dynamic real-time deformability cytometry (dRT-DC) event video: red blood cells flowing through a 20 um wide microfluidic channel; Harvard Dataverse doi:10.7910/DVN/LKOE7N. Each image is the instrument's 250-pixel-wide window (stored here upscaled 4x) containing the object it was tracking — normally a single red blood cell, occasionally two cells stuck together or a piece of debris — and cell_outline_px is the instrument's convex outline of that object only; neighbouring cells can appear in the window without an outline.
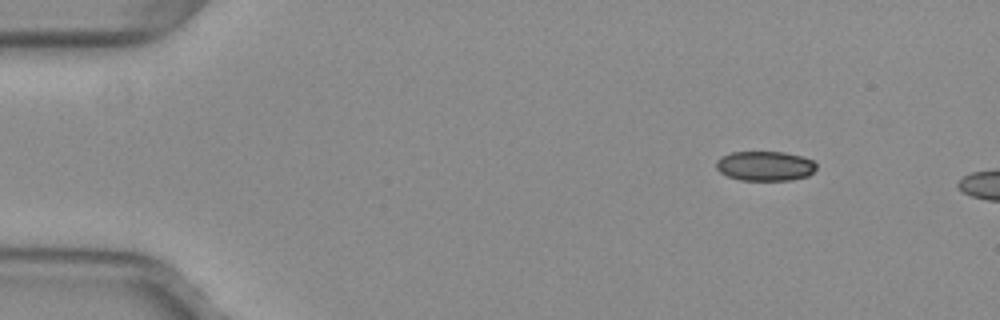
{"species": "common noctule bat (a hibernating species)", "species_latin": "Nyctalus noctula", "temperature_condition": "warm", "stored_images_in_passage": 11, "camera_frame_rate_fps": 3000, "um_per_image_px": 0.085, "animal": {"sex": "female", "body_mass_g": 29.2, "forearm_length_mm": 56.3}, "frame": {"image": 1, "passage_image": 7, "time_ms": 2.0, "image_size_px": [1000, 320], "cell_outline_px": [[816, 168], [808, 176], [792, 180], [740, 180], [728, 176], [720, 172], [716, 168], [716, 160], [720, 156], [732, 152], [784, 152], [800, 156], [812, 160], [816, 164]], "centroid_in_image_um": [65.0, 14.11], "position_along_channel_um": 20.0, "area_um2": 17.34}}